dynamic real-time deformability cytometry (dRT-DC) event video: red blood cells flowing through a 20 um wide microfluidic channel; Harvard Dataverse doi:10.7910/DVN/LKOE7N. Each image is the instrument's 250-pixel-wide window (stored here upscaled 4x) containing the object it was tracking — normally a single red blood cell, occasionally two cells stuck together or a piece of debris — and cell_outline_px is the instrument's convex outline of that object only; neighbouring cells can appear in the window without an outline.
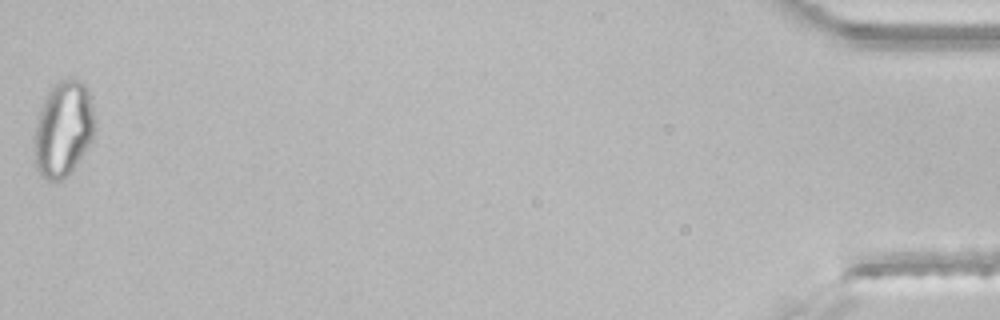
{"species": "common noctule bat (a hibernating species)", "species_latin": "Nyctalus noctula", "temperature_condition": "room temperature", "stored_images_in_passage": 46, "segment_of_instrument_passage": [2, 2], "camera_frame_rate_fps": 3000, "um_per_image_px": 0.085, "animal": {"sex": "male", "body_mass_g": 21.5, "forearm_length_mm": 52.0}, "frame": {"image": 1, "passage_image": 46, "time_ms": 15.0, "image_size_px": [1000, 320], "cell_outline_px": [[96, 128], [92, 140], [68, 176], [60, 180], [48, 180], [40, 176], [36, 168], [36, 124], [44, 100], [48, 92], [60, 80], [72, 76], [80, 80], [88, 88], [96, 120]], "centroid_in_image_um": [5.44, 10.93], "position_along_channel_um": 429.8, "area_um2": 33.58}}